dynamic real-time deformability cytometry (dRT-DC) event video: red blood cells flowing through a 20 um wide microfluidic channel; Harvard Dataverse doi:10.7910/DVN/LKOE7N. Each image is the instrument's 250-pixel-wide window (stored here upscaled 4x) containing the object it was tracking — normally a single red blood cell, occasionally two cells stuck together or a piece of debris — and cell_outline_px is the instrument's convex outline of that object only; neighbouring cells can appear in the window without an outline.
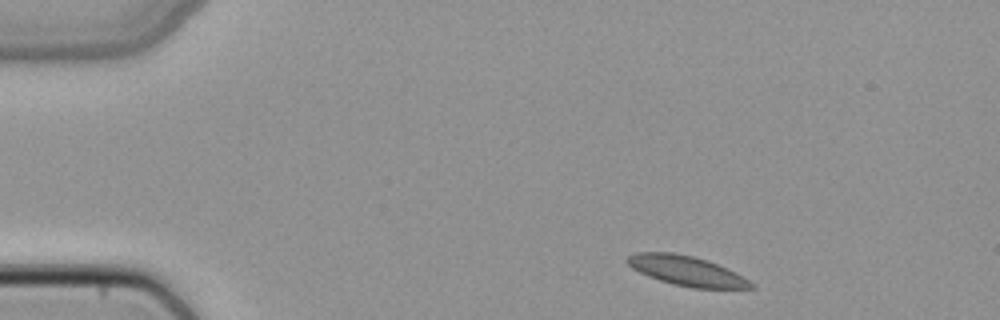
{"species": "common noctule bat (a hibernating species)", "species_latin": "Nyctalus noctula", "temperature_condition": "cold", "stored_images_in_passage": 43, "camera_frame_rate_fps": 3000, "um_per_image_px": 0.085, "animal": {"sex": "female", "body_mass_g": 22.7, "forearm_length_mm": 54.2}, "frame": {"image": 1, "passage_image": 1, "time_ms": 0.0, "image_size_px": [1000, 320], "cell_outline_px": [[756, 288], [692, 288], [672, 284], [648, 276], [632, 268], [624, 260], [628, 256], [636, 252], [672, 252], [692, 256], [708, 260], [728, 268], [744, 276], [756, 284]], "centroid_in_image_um": [58.4, 23.02], "position_along_channel_um": 26.6, "area_um2": 21.68}}
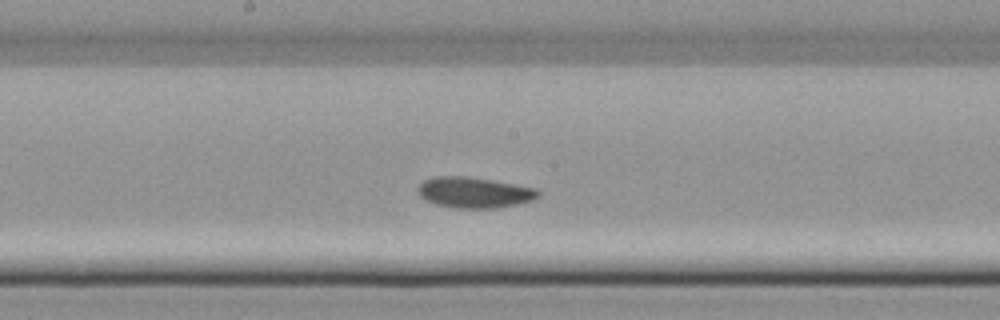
{"frame": {"image": 2, "passage_image": 20, "time_ms": 6.333, "image_size_px": [1000, 320], "cell_outline_px": [[540, 196], [532, 200], [516, 204], [496, 208], [456, 208], [436, 204], [420, 196], [416, 192], [416, 188], [424, 180], [436, 176], [468, 176], [492, 180], [536, 188], [540, 192]], "centroid_in_image_um": [40.3, 16.35], "position_along_channel_um": 207.9, "area_um2": 21.56}}
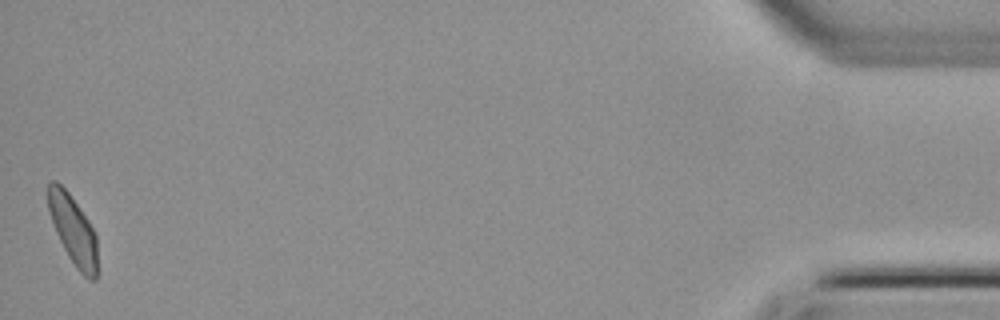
{"frame": {"image": 3, "passage_image": 43, "time_ms": 14.0, "image_size_px": [1000, 320], "cell_outline_px": [[96, 280], [88, 280], [76, 268], [68, 256], [56, 232], [48, 212], [44, 188], [52, 180], [56, 180], [68, 192], [88, 220], [96, 236]], "centroid_in_image_um": [6.15, 19.49], "position_along_channel_um": 429.0, "area_um2": 19.94}}